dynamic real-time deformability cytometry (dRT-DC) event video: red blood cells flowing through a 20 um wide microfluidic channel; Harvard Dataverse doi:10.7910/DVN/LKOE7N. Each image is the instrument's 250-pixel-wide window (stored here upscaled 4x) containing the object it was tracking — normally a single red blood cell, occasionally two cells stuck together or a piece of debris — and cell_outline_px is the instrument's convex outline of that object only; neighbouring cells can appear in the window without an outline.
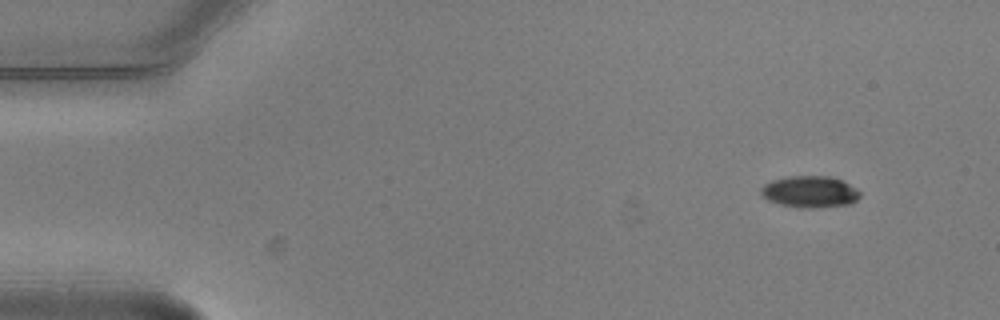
{"species": "common noctule bat (a hibernating species)", "species_latin": "Nyctalus noctula", "temperature_condition": "warm", "stored_images_in_passage": 3, "camera_frame_rate_fps": 3000, "um_per_image_px": 0.085, "animal": {"sex": "male", "body_mass_g": 20.5, "forearm_length_mm": 52.5}, "frame": {"image": 1, "passage_image": 1, "time_ms": 0.0, "image_size_px": [1000, 320], "cell_outline_px": [[860, 196], [852, 204], [812, 208], [800, 208], [780, 204], [768, 200], [760, 192], [760, 188], [764, 184], [772, 180], [788, 176], [828, 176], [844, 180], [856, 188], [860, 192]], "centroid_in_image_um": [68.86, 16.29], "position_along_channel_um": 16.1, "area_um2": 18.38}}
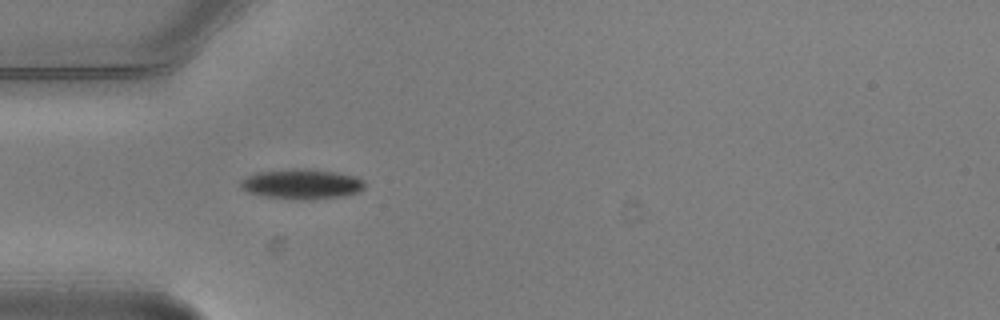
{"frame": {"image": 2, "passage_image": 3, "time_ms": 0.667, "image_size_px": [1000, 320], "cell_outline_px": [[364, 188], [356, 192], [344, 196], [312, 200], [300, 200], [264, 196], [248, 192], [240, 188], [240, 180], [256, 172], [292, 168], [308, 168], [336, 172], [356, 176], [364, 180]], "centroid_in_image_um": [25.64, 15.64], "position_along_channel_um": 59.4, "area_um2": 22.02}}